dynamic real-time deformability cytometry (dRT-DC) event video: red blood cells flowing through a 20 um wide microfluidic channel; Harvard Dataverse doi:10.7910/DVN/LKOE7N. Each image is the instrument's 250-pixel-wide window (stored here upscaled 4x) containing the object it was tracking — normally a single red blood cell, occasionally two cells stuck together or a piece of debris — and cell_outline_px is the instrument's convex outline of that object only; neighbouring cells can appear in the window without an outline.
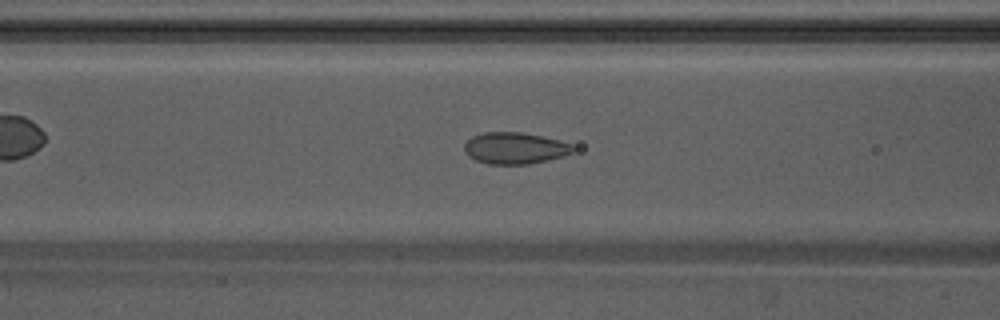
{"species": "Egyptian fruit bat (a non-hibernating species)", "species_latin": "Rousettus aegyptiacus", "temperature_condition": "warm", "stored_images_in_passage": 48, "camera_frame_rate_fps": 3000, "um_per_image_px": 0.085, "animal": {"sex": "male"}, "frame": {"image": 1, "passage_image": 20, "time_ms": 6.333, "image_size_px": [1000, 320], "cell_outline_px": [[576, 148], [572, 152], [560, 156], [528, 164], [488, 164], [476, 160], [468, 156], [464, 152], [464, 144], [472, 136], [484, 132], [520, 132], [560, 140], [572, 144]], "centroid_in_image_um": [43.72, 12.58], "position_along_channel_um": 122.9, "area_um2": 19.83}}
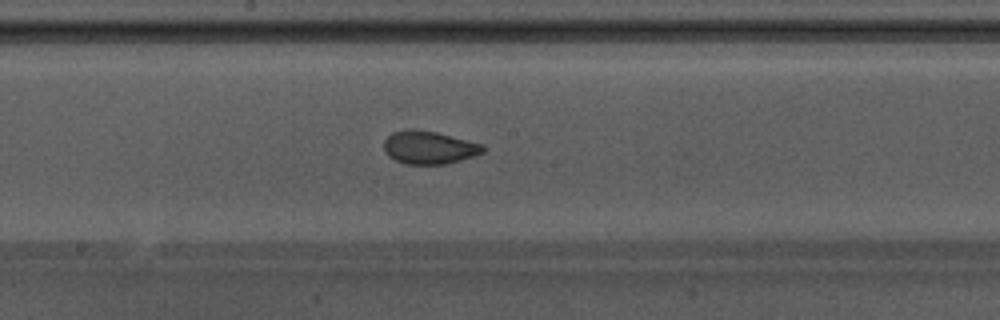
{"frame": {"image": 2, "passage_image": 27, "time_ms": 8.667, "image_size_px": [1000, 320], "cell_outline_px": [[484, 152], [448, 164], [404, 164], [388, 156], [384, 152], [384, 140], [392, 132], [408, 128], [412, 128], [436, 132], [484, 144]], "centroid_in_image_um": [36.44, 12.53], "position_along_channel_um": 211.8, "area_um2": 19.19}}
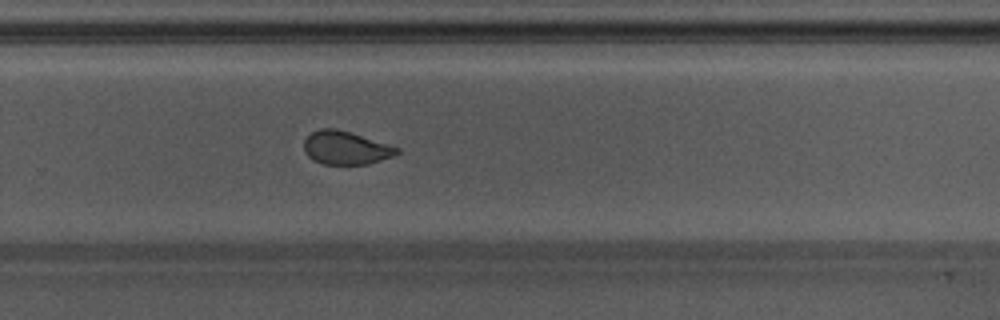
{"frame": {"image": 3, "passage_image": 34, "time_ms": 11.0, "image_size_px": [1000, 320], "cell_outline_px": [[400, 152], [392, 156], [368, 164], [324, 164], [312, 160], [304, 152], [304, 140], [312, 132], [320, 128], [336, 128], [388, 144], [400, 148]], "centroid_in_image_um": [29.36, 12.57], "position_along_channel_um": 300.4, "area_um2": 17.92}, "authors_computed_cell_mechanics": {"area_um2": 19.5942, "velocity_mm_per_s": 3.8157, "shape_relaxation_time_tau1_ms": null, "shape_relaxation_time_tau2_ms": 0.8499, "deformation_change_tau1": null, "deformation_change_tau2": 0.0644}}